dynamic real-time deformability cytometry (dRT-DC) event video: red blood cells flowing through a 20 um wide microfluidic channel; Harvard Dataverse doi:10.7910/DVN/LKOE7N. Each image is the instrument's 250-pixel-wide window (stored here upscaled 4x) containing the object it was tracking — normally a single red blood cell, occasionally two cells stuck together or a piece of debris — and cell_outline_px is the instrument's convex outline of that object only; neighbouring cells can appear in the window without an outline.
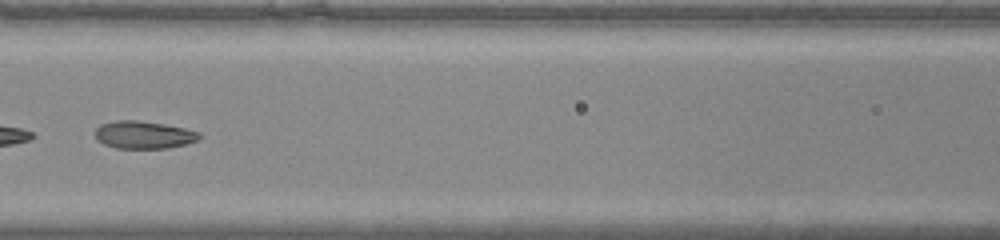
{"species": "common noctule bat (a hibernating species)", "species_latin": "Nyctalus noctula", "temperature_condition": "warm", "stored_images_in_passage": 40, "camera_frame_rate_fps": 3000, "um_per_image_px": 0.085, "animal": {"sex": "male", "body_mass_g": 20.0, "forearm_length_mm": 53.3}, "frame": {"image": 1, "passage_image": 18, "time_ms": 5.667, "image_size_px": [1000, 240], "cell_outline_px": [[204, 136], [196, 140], [184, 144], [168, 148], [116, 148], [104, 144], [96, 140], [96, 128], [100, 124], [116, 120], [136, 120], [164, 124], [184, 128], [200, 132]], "centroid_in_image_um": [12.21, 11.45], "position_along_channel_um": 154.4, "area_um2": 16.76}}
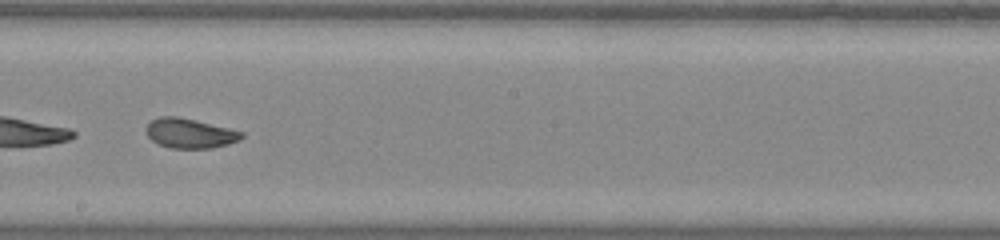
{"frame": {"image": 2, "passage_image": 23, "time_ms": 7.333, "image_size_px": [1000, 240], "cell_outline_px": [[244, 136], [240, 140], [228, 144], [212, 148], [168, 148], [152, 140], [144, 132], [144, 128], [152, 120], [160, 116], [176, 116], [196, 120], [244, 132]], "centroid_in_image_um": [16.12, 11.33], "position_along_channel_um": 232.1, "area_um2": 16.59}}